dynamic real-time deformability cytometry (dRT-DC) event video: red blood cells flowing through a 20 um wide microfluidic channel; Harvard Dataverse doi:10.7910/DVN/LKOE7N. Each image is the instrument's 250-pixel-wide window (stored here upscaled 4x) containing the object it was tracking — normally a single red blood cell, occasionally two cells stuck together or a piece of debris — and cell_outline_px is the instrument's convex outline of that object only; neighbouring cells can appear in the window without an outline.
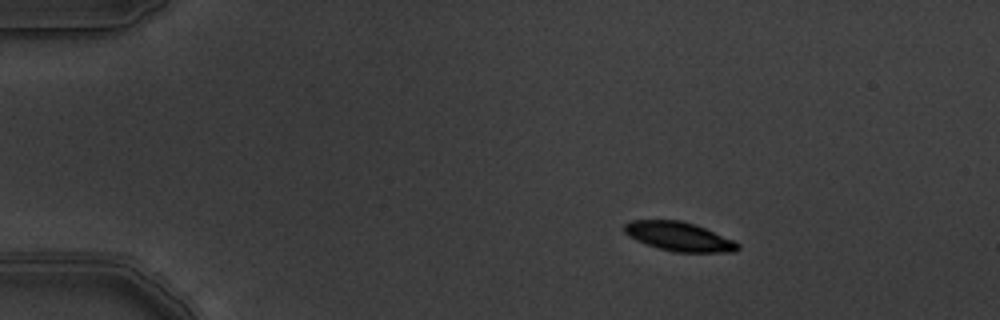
{"species": "common noctule bat (a hibernating species)", "species_latin": "Nyctalus noctula", "temperature_condition": "warm", "stored_images_in_passage": 5, "camera_frame_rate_fps": 3000, "um_per_image_px": 0.085, "animal": {"sex": "male", "body_mass_g": 19.5, "forearm_length_mm": 54.6}, "frame": {"image": 1, "passage_image": 2, "time_ms": 0.333, "image_size_px": [1000, 320], "cell_outline_px": [[740, 248], [736, 252], [676, 252], [660, 248], [636, 240], [628, 236], [624, 232], [624, 224], [632, 220], [680, 220], [696, 224], [732, 240], [740, 244]], "centroid_in_image_um": [57.72, 20.1], "position_along_channel_um": 27.3, "area_um2": 19.07}}
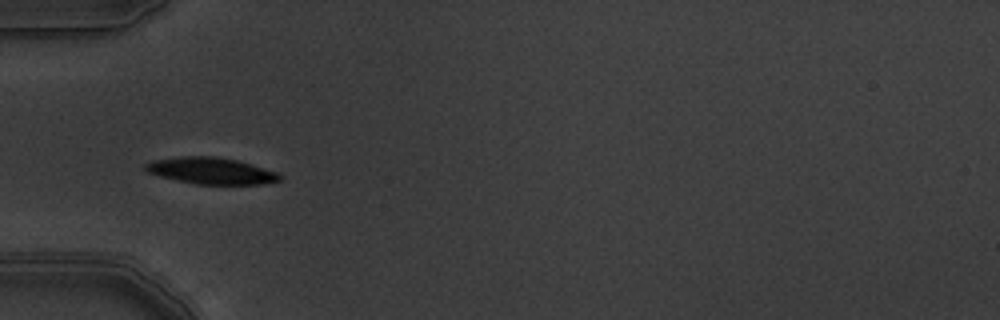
{"frame": {"image": 2, "passage_image": 4, "time_ms": 1.0, "image_size_px": [1000, 320], "cell_outline_px": [[280, 180], [264, 184], [196, 184], [176, 180], [160, 176], [148, 172], [144, 168], [144, 164], [152, 160], [180, 156], [216, 156], [236, 160], [276, 172], [280, 176]], "centroid_in_image_um": [17.88, 14.51], "position_along_channel_um": 67.1, "area_um2": 20.58}}